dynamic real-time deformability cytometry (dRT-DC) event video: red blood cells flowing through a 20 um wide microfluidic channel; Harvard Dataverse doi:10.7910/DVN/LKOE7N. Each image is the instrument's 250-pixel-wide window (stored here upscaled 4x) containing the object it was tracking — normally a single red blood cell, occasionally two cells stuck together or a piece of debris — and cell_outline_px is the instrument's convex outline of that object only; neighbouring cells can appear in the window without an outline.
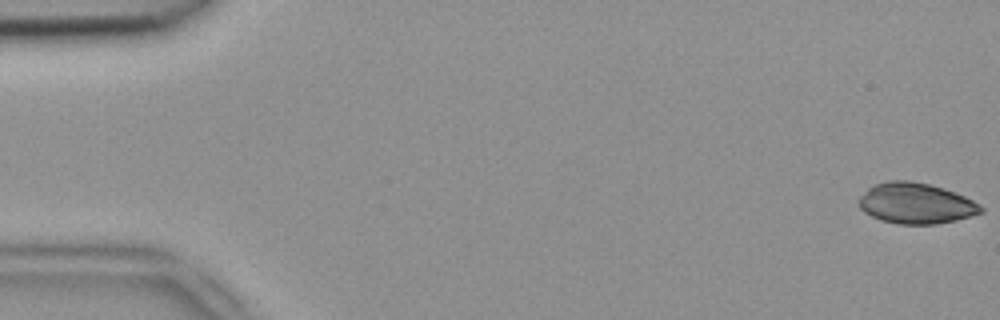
{"species": "common noctule bat (a hibernating species)", "species_latin": "Nyctalus noctula", "temperature_condition": "room temperature", "stored_images_in_passage": 4, "camera_frame_rate_fps": 3000, "um_per_image_px": 0.085, "animal": {"sex": "female", "body_mass_g": 18.4}, "frame": {"image": 1, "passage_image": 1, "time_ms": 0.0, "image_size_px": [1000, 320], "cell_outline_px": [[984, 212], [956, 220], [936, 224], [900, 224], [880, 220], [864, 212], [860, 208], [860, 196], [868, 188], [876, 184], [888, 180], [908, 180], [928, 184], [944, 188], [964, 196], [980, 204], [984, 208]], "centroid_in_image_um": [77.87, 17.28], "position_along_channel_um": 7.1, "area_um2": 28.9}}